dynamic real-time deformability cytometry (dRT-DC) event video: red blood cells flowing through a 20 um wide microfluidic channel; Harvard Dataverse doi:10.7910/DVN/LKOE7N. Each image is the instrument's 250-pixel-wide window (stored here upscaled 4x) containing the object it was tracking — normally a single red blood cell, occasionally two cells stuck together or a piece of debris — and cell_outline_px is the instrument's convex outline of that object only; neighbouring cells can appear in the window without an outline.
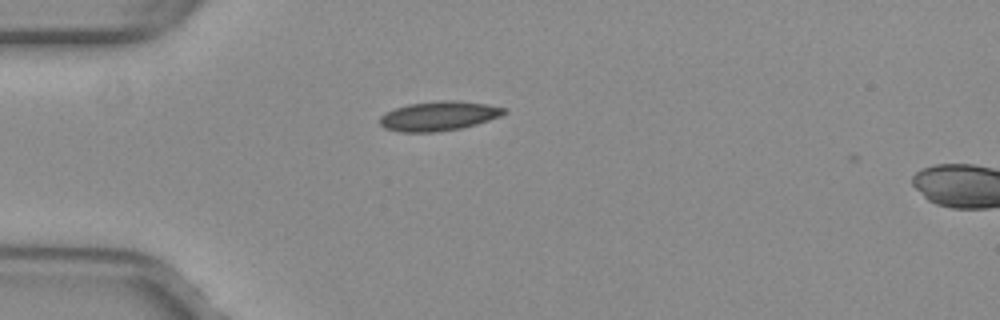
{"species": "common noctule bat (a hibernating species)", "species_latin": "Nyctalus noctula", "temperature_condition": "warm", "stored_images_in_passage": 28, "camera_frame_rate_fps": 3000, "um_per_image_px": 0.085, "animal": {"sex": "female", "body_mass_g": 29.2, "forearm_length_mm": 56.3}, "frame": {"image": 1, "passage_image": 1, "time_ms": 0.0, "image_size_px": [1000, 320], "cell_outline_px": [[508, 112], [500, 116], [476, 124], [460, 128], [436, 132], [400, 132], [384, 128], [380, 124], [380, 116], [384, 112], [408, 104], [440, 100], [456, 100], [488, 104], [508, 108]], "centroid_in_image_um": [37.3, 9.85], "position_along_channel_um": 47.7, "area_um2": 21.44}}
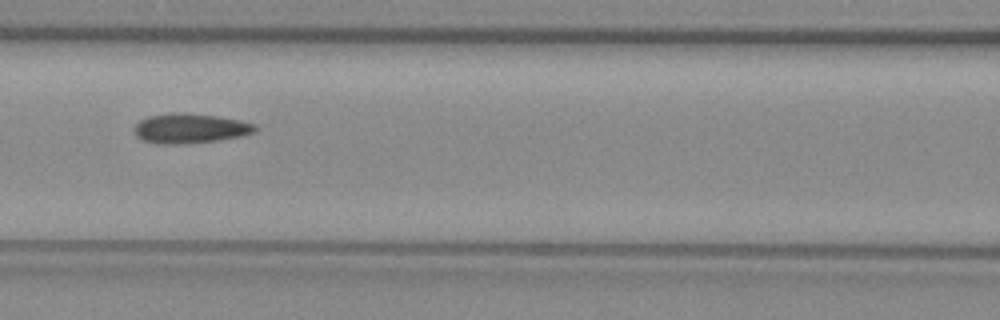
{"frame": {"image": 2, "passage_image": 10, "time_ms": 3.0, "image_size_px": [1000, 320], "cell_outline_px": [[256, 132], [244, 136], [216, 140], [172, 144], [164, 144], [140, 140], [136, 136], [136, 124], [140, 120], [148, 116], [172, 112], [216, 116], [240, 120], [256, 124]], "centroid_in_image_um": [16.18, 10.91], "position_along_channel_um": 150.4, "area_um2": 20.69}}
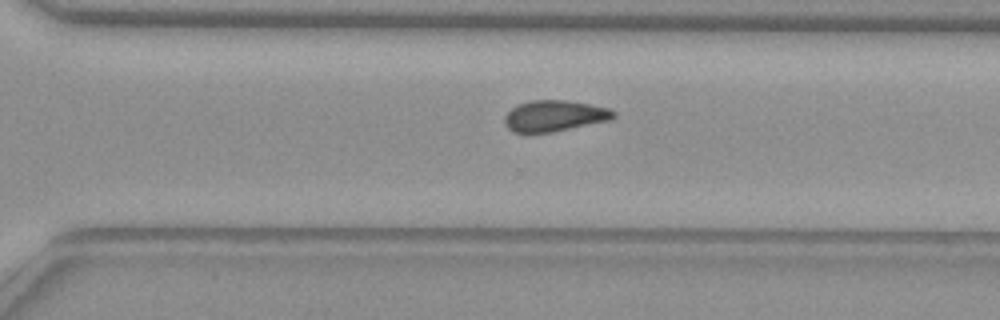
{"frame": {"image": 3, "passage_image": 23, "time_ms": 7.333, "image_size_px": [1000, 320], "cell_outline_px": [[616, 116], [612, 120], [552, 132], [512, 132], [504, 124], [504, 116], [516, 104], [532, 100], [564, 100], [588, 104], [608, 108], [616, 112]], "centroid_in_image_um": [47.12, 9.85], "position_along_channel_um": 323.5, "area_um2": 19.77}, "authors_computed_cell_mechanics": {"area_um2": 20.23, "velocity_mm_per_s": 4.0096, "shape_relaxation_time_tau1_ms": 7.4388, "shape_relaxation_time_tau2_ms": 4.5549, "deformation_change_tau1": 0.1597, "deformation_change_tau2": 0.0846}}